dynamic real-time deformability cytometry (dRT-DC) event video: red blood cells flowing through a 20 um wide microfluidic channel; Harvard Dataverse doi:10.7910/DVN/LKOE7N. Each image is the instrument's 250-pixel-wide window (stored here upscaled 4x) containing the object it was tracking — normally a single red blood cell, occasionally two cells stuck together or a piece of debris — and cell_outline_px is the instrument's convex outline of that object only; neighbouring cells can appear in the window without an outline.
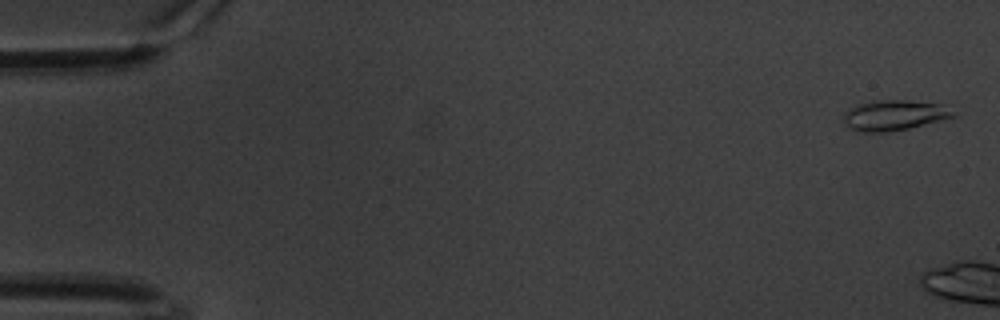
{"species": "common noctule bat (a hibernating species)", "species_latin": "Nyctalus noctula", "temperature_condition": "warm", "stored_images_in_passage": 6, "camera_frame_rate_fps": 3000, "um_per_image_px": 0.085, "animal": {"sex": "male", "body_mass_g": 20.1, "forearm_length_mm": 53.5}, "frame": {"image": 1, "passage_image": 2, "time_ms": 0.333, "image_size_px": [1000, 320], "cell_outline_px": [[956, 116], [908, 128], [888, 132], [856, 132], [848, 128], [844, 124], [844, 112], [848, 108], [872, 100], [908, 100], [944, 104]], "centroid_in_image_um": [75.94, 9.79], "position_along_channel_um": 9.1, "area_um2": 19.48}}